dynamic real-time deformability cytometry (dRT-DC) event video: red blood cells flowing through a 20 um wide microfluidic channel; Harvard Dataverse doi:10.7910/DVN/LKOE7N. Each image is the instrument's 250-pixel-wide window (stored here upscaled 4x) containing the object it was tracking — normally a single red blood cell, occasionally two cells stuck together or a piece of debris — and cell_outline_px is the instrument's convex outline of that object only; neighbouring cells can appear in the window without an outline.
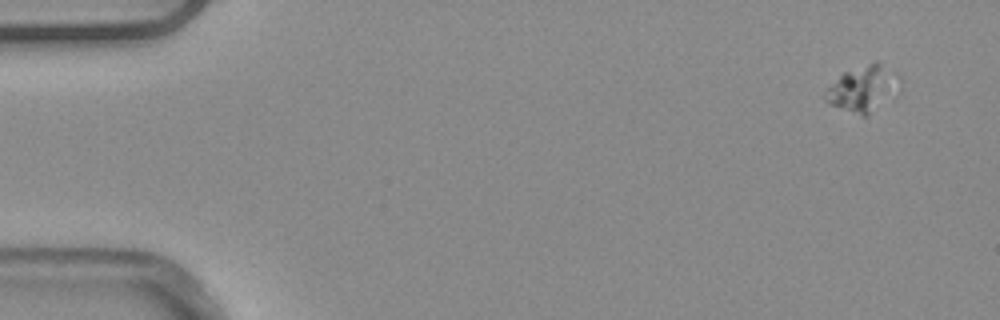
{"species": "common noctule bat (a hibernating species)", "species_latin": "Nyctalus noctula", "temperature_condition": "warm", "stored_images_in_passage": 52, "camera_frame_rate_fps": 3000, "um_per_image_px": 0.085, "animal": {"sex": "male", "body_mass_g": 20.4}, "frame": {"image": 1, "passage_image": 2, "time_ms": 0.333, "image_size_px": [1000, 320], "cell_outline_px": [[880, 68], [868, 116], [860, 116], [828, 104], [824, 100], [824, 96], [828, 88], [844, 72], [876, 60], [880, 64]], "centroid_in_image_um": [72.65, 7.6], "position_along_channel_um": 12.4, "area_um2": 14.1}}
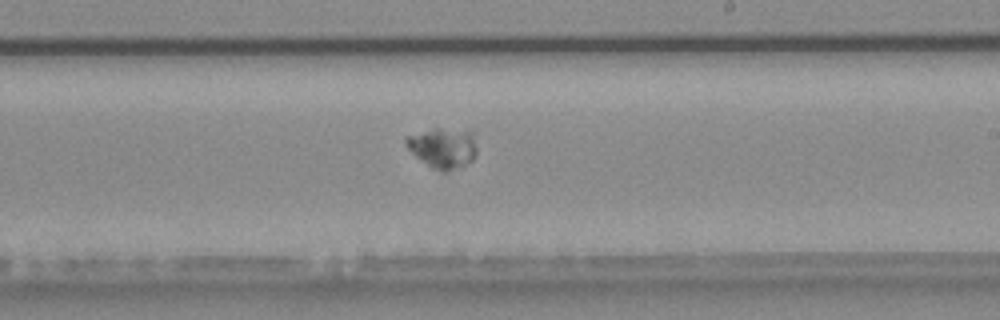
{"frame": {"image": 2, "passage_image": 31, "time_ms": 10.0, "image_size_px": [1000, 320], "cell_outline_px": [[476, 156], [472, 160], [448, 172], [440, 172], [432, 168], [420, 160], [404, 144], [404, 136], [436, 128], [472, 128], [476, 148]], "centroid_in_image_um": [37.66, 12.53], "position_along_channel_um": 251.3, "area_um2": 17.11}}
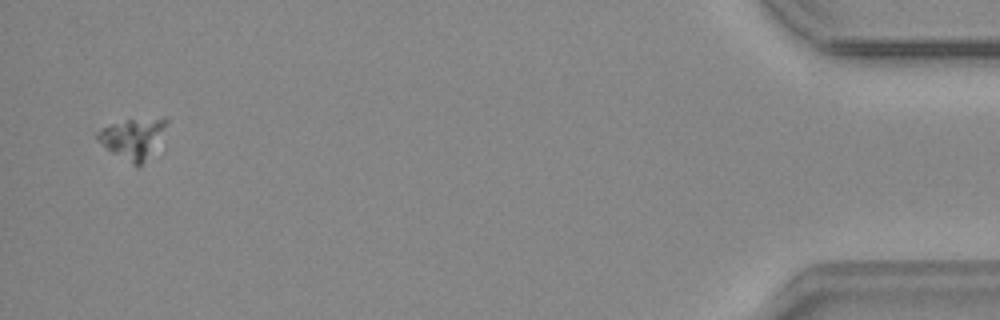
{"frame": {"image": 3, "passage_image": 51, "time_ms": 16.667, "image_size_px": [1000, 320], "cell_outline_px": [[168, 120], [140, 168], [136, 168], [112, 152], [96, 140], [96, 136], [100, 128], [112, 124], [128, 120], [164, 116]], "centroid_in_image_um": [11.23, 11.75], "position_along_channel_um": 424.0, "area_um2": 15.66}}